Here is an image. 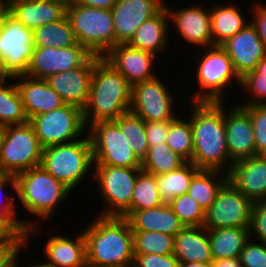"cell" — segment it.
<instances>
[{
    "label": "cell",
    "mask_w": 266,
    "mask_h": 267,
    "mask_svg": "<svg viewBox=\"0 0 266 267\" xmlns=\"http://www.w3.org/2000/svg\"><path fill=\"white\" fill-rule=\"evenodd\" d=\"M240 84L248 90L250 95L252 93V98H249L248 103L240 106L266 105V76L264 74L258 73L256 70L251 71L241 78Z\"/></svg>",
    "instance_id": "43"
},
{
    "label": "cell",
    "mask_w": 266,
    "mask_h": 267,
    "mask_svg": "<svg viewBox=\"0 0 266 267\" xmlns=\"http://www.w3.org/2000/svg\"><path fill=\"white\" fill-rule=\"evenodd\" d=\"M250 228H220L208 230L212 259L238 258L251 237Z\"/></svg>",
    "instance_id": "29"
},
{
    "label": "cell",
    "mask_w": 266,
    "mask_h": 267,
    "mask_svg": "<svg viewBox=\"0 0 266 267\" xmlns=\"http://www.w3.org/2000/svg\"><path fill=\"white\" fill-rule=\"evenodd\" d=\"M228 181L253 202L266 200V156L256 155L233 162Z\"/></svg>",
    "instance_id": "22"
},
{
    "label": "cell",
    "mask_w": 266,
    "mask_h": 267,
    "mask_svg": "<svg viewBox=\"0 0 266 267\" xmlns=\"http://www.w3.org/2000/svg\"><path fill=\"white\" fill-rule=\"evenodd\" d=\"M173 254L180 263L199 262L211 264L212 257L208 230L204 226L184 227L175 236Z\"/></svg>",
    "instance_id": "25"
},
{
    "label": "cell",
    "mask_w": 266,
    "mask_h": 267,
    "mask_svg": "<svg viewBox=\"0 0 266 267\" xmlns=\"http://www.w3.org/2000/svg\"><path fill=\"white\" fill-rule=\"evenodd\" d=\"M87 136L84 139L43 148L40 165L70 190L81 182L94 163L88 133Z\"/></svg>",
    "instance_id": "6"
},
{
    "label": "cell",
    "mask_w": 266,
    "mask_h": 267,
    "mask_svg": "<svg viewBox=\"0 0 266 267\" xmlns=\"http://www.w3.org/2000/svg\"><path fill=\"white\" fill-rule=\"evenodd\" d=\"M256 71L258 73H262V74H264V76H266V56L259 61L258 65L256 67Z\"/></svg>",
    "instance_id": "54"
},
{
    "label": "cell",
    "mask_w": 266,
    "mask_h": 267,
    "mask_svg": "<svg viewBox=\"0 0 266 267\" xmlns=\"http://www.w3.org/2000/svg\"><path fill=\"white\" fill-rule=\"evenodd\" d=\"M0 146H1V129H0Z\"/></svg>",
    "instance_id": "60"
},
{
    "label": "cell",
    "mask_w": 266,
    "mask_h": 267,
    "mask_svg": "<svg viewBox=\"0 0 266 267\" xmlns=\"http://www.w3.org/2000/svg\"><path fill=\"white\" fill-rule=\"evenodd\" d=\"M169 206L185 226H203L205 211L188 193L175 197Z\"/></svg>",
    "instance_id": "40"
},
{
    "label": "cell",
    "mask_w": 266,
    "mask_h": 267,
    "mask_svg": "<svg viewBox=\"0 0 266 267\" xmlns=\"http://www.w3.org/2000/svg\"><path fill=\"white\" fill-rule=\"evenodd\" d=\"M92 54L78 43L67 48H33L29 68L25 75L35 79L49 76L82 66Z\"/></svg>",
    "instance_id": "15"
},
{
    "label": "cell",
    "mask_w": 266,
    "mask_h": 267,
    "mask_svg": "<svg viewBox=\"0 0 266 267\" xmlns=\"http://www.w3.org/2000/svg\"><path fill=\"white\" fill-rule=\"evenodd\" d=\"M254 202L244 196L229 181L218 191L211 207L205 212L204 227L250 228Z\"/></svg>",
    "instance_id": "12"
},
{
    "label": "cell",
    "mask_w": 266,
    "mask_h": 267,
    "mask_svg": "<svg viewBox=\"0 0 266 267\" xmlns=\"http://www.w3.org/2000/svg\"><path fill=\"white\" fill-rule=\"evenodd\" d=\"M90 129L94 165L141 168V162L113 120L95 122Z\"/></svg>",
    "instance_id": "10"
},
{
    "label": "cell",
    "mask_w": 266,
    "mask_h": 267,
    "mask_svg": "<svg viewBox=\"0 0 266 267\" xmlns=\"http://www.w3.org/2000/svg\"><path fill=\"white\" fill-rule=\"evenodd\" d=\"M132 231H154L176 236L185 226L174 214L169 204L133 211L126 218Z\"/></svg>",
    "instance_id": "27"
},
{
    "label": "cell",
    "mask_w": 266,
    "mask_h": 267,
    "mask_svg": "<svg viewBox=\"0 0 266 267\" xmlns=\"http://www.w3.org/2000/svg\"><path fill=\"white\" fill-rule=\"evenodd\" d=\"M32 39L34 48H67L77 44L74 31L66 15L57 22L34 29Z\"/></svg>",
    "instance_id": "32"
},
{
    "label": "cell",
    "mask_w": 266,
    "mask_h": 267,
    "mask_svg": "<svg viewBox=\"0 0 266 267\" xmlns=\"http://www.w3.org/2000/svg\"><path fill=\"white\" fill-rule=\"evenodd\" d=\"M7 78H12L11 75L5 70L4 65L2 63V61H0V84L5 83V81L7 80Z\"/></svg>",
    "instance_id": "53"
},
{
    "label": "cell",
    "mask_w": 266,
    "mask_h": 267,
    "mask_svg": "<svg viewBox=\"0 0 266 267\" xmlns=\"http://www.w3.org/2000/svg\"><path fill=\"white\" fill-rule=\"evenodd\" d=\"M169 121H148L145 122L146 138L149 146H156L166 143Z\"/></svg>",
    "instance_id": "48"
},
{
    "label": "cell",
    "mask_w": 266,
    "mask_h": 267,
    "mask_svg": "<svg viewBox=\"0 0 266 267\" xmlns=\"http://www.w3.org/2000/svg\"><path fill=\"white\" fill-rule=\"evenodd\" d=\"M4 20H5V6L1 2L0 3V34L3 30Z\"/></svg>",
    "instance_id": "56"
},
{
    "label": "cell",
    "mask_w": 266,
    "mask_h": 267,
    "mask_svg": "<svg viewBox=\"0 0 266 267\" xmlns=\"http://www.w3.org/2000/svg\"><path fill=\"white\" fill-rule=\"evenodd\" d=\"M224 112L226 128V145L229 157L233 162L256 156L253 125L249 113L236 106Z\"/></svg>",
    "instance_id": "21"
},
{
    "label": "cell",
    "mask_w": 266,
    "mask_h": 267,
    "mask_svg": "<svg viewBox=\"0 0 266 267\" xmlns=\"http://www.w3.org/2000/svg\"><path fill=\"white\" fill-rule=\"evenodd\" d=\"M190 114L194 149L191 162L198 169L219 170L227 164L228 173L233 161L226 145L223 102H194ZM230 162H228V161ZM227 162L226 164H224ZM229 163V164H228Z\"/></svg>",
    "instance_id": "1"
},
{
    "label": "cell",
    "mask_w": 266,
    "mask_h": 267,
    "mask_svg": "<svg viewBox=\"0 0 266 267\" xmlns=\"http://www.w3.org/2000/svg\"><path fill=\"white\" fill-rule=\"evenodd\" d=\"M207 49L206 54H203L198 62L196 75L198 87L204 91L193 96V101L223 102V89L233 78L240 84L241 78L235 71L228 53L220 45Z\"/></svg>",
    "instance_id": "8"
},
{
    "label": "cell",
    "mask_w": 266,
    "mask_h": 267,
    "mask_svg": "<svg viewBox=\"0 0 266 267\" xmlns=\"http://www.w3.org/2000/svg\"><path fill=\"white\" fill-rule=\"evenodd\" d=\"M0 84V128L29 122L15 84Z\"/></svg>",
    "instance_id": "37"
},
{
    "label": "cell",
    "mask_w": 266,
    "mask_h": 267,
    "mask_svg": "<svg viewBox=\"0 0 266 267\" xmlns=\"http://www.w3.org/2000/svg\"><path fill=\"white\" fill-rule=\"evenodd\" d=\"M66 16L75 38L92 55L103 57L115 46L111 9L82 6L67 2Z\"/></svg>",
    "instance_id": "5"
},
{
    "label": "cell",
    "mask_w": 266,
    "mask_h": 267,
    "mask_svg": "<svg viewBox=\"0 0 266 267\" xmlns=\"http://www.w3.org/2000/svg\"><path fill=\"white\" fill-rule=\"evenodd\" d=\"M118 0H68V2L75 3L82 6H89L95 8L112 9Z\"/></svg>",
    "instance_id": "50"
},
{
    "label": "cell",
    "mask_w": 266,
    "mask_h": 267,
    "mask_svg": "<svg viewBox=\"0 0 266 267\" xmlns=\"http://www.w3.org/2000/svg\"><path fill=\"white\" fill-rule=\"evenodd\" d=\"M32 30L14 18L5 7V20L0 34V61L15 77L25 75L33 53Z\"/></svg>",
    "instance_id": "13"
},
{
    "label": "cell",
    "mask_w": 266,
    "mask_h": 267,
    "mask_svg": "<svg viewBox=\"0 0 266 267\" xmlns=\"http://www.w3.org/2000/svg\"><path fill=\"white\" fill-rule=\"evenodd\" d=\"M179 267H210V264H203L199 262L180 263Z\"/></svg>",
    "instance_id": "55"
},
{
    "label": "cell",
    "mask_w": 266,
    "mask_h": 267,
    "mask_svg": "<svg viewBox=\"0 0 266 267\" xmlns=\"http://www.w3.org/2000/svg\"><path fill=\"white\" fill-rule=\"evenodd\" d=\"M220 46L228 53L240 78L256 70L259 61L266 56V45L251 21Z\"/></svg>",
    "instance_id": "16"
},
{
    "label": "cell",
    "mask_w": 266,
    "mask_h": 267,
    "mask_svg": "<svg viewBox=\"0 0 266 267\" xmlns=\"http://www.w3.org/2000/svg\"><path fill=\"white\" fill-rule=\"evenodd\" d=\"M119 127L131 148L133 154L142 162L148 152L145 121L136 114L128 111L116 120H113Z\"/></svg>",
    "instance_id": "35"
},
{
    "label": "cell",
    "mask_w": 266,
    "mask_h": 267,
    "mask_svg": "<svg viewBox=\"0 0 266 267\" xmlns=\"http://www.w3.org/2000/svg\"><path fill=\"white\" fill-rule=\"evenodd\" d=\"M180 262L174 254H134L133 267H179Z\"/></svg>",
    "instance_id": "46"
},
{
    "label": "cell",
    "mask_w": 266,
    "mask_h": 267,
    "mask_svg": "<svg viewBox=\"0 0 266 267\" xmlns=\"http://www.w3.org/2000/svg\"><path fill=\"white\" fill-rule=\"evenodd\" d=\"M254 20L251 23L255 26L259 38L266 45V5L254 6Z\"/></svg>",
    "instance_id": "49"
},
{
    "label": "cell",
    "mask_w": 266,
    "mask_h": 267,
    "mask_svg": "<svg viewBox=\"0 0 266 267\" xmlns=\"http://www.w3.org/2000/svg\"><path fill=\"white\" fill-rule=\"evenodd\" d=\"M130 104L131 85L110 63L100 57L95 62L88 102L83 109L85 124L88 126L99 121L116 120L130 111Z\"/></svg>",
    "instance_id": "3"
},
{
    "label": "cell",
    "mask_w": 266,
    "mask_h": 267,
    "mask_svg": "<svg viewBox=\"0 0 266 267\" xmlns=\"http://www.w3.org/2000/svg\"><path fill=\"white\" fill-rule=\"evenodd\" d=\"M0 129L2 171L15 176L41 164L43 147L29 122L22 125H8Z\"/></svg>",
    "instance_id": "7"
},
{
    "label": "cell",
    "mask_w": 266,
    "mask_h": 267,
    "mask_svg": "<svg viewBox=\"0 0 266 267\" xmlns=\"http://www.w3.org/2000/svg\"><path fill=\"white\" fill-rule=\"evenodd\" d=\"M9 174H7L6 172L2 171L0 169V183L8 176Z\"/></svg>",
    "instance_id": "57"
},
{
    "label": "cell",
    "mask_w": 266,
    "mask_h": 267,
    "mask_svg": "<svg viewBox=\"0 0 266 267\" xmlns=\"http://www.w3.org/2000/svg\"><path fill=\"white\" fill-rule=\"evenodd\" d=\"M220 172L221 175H219ZM227 181L228 174L226 172L223 174L219 170L200 169L193 176L187 193L206 212L215 201L218 191Z\"/></svg>",
    "instance_id": "30"
},
{
    "label": "cell",
    "mask_w": 266,
    "mask_h": 267,
    "mask_svg": "<svg viewBox=\"0 0 266 267\" xmlns=\"http://www.w3.org/2000/svg\"><path fill=\"white\" fill-rule=\"evenodd\" d=\"M174 99L156 76L131 86L130 111L145 122L171 121L176 117L172 110Z\"/></svg>",
    "instance_id": "14"
},
{
    "label": "cell",
    "mask_w": 266,
    "mask_h": 267,
    "mask_svg": "<svg viewBox=\"0 0 266 267\" xmlns=\"http://www.w3.org/2000/svg\"><path fill=\"white\" fill-rule=\"evenodd\" d=\"M9 13L25 27L34 30L66 15L68 0H1Z\"/></svg>",
    "instance_id": "20"
},
{
    "label": "cell",
    "mask_w": 266,
    "mask_h": 267,
    "mask_svg": "<svg viewBox=\"0 0 266 267\" xmlns=\"http://www.w3.org/2000/svg\"><path fill=\"white\" fill-rule=\"evenodd\" d=\"M164 204L158 191L156 176L144 170L138 174L130 208L121 216L127 218L133 211L145 210Z\"/></svg>",
    "instance_id": "34"
},
{
    "label": "cell",
    "mask_w": 266,
    "mask_h": 267,
    "mask_svg": "<svg viewBox=\"0 0 266 267\" xmlns=\"http://www.w3.org/2000/svg\"><path fill=\"white\" fill-rule=\"evenodd\" d=\"M11 188H13L16 192V179L14 175H8L1 183H0V193L4 192V187L6 184L10 183ZM5 185V186H4ZM12 198V199H11ZM7 201L0 205V219H2L15 233L17 234H27V240H29L30 233L37 234V228L32 226V223H28L22 220H16L17 215L15 213L17 210L15 209L14 198L7 197ZM36 229V230H35Z\"/></svg>",
    "instance_id": "41"
},
{
    "label": "cell",
    "mask_w": 266,
    "mask_h": 267,
    "mask_svg": "<svg viewBox=\"0 0 266 267\" xmlns=\"http://www.w3.org/2000/svg\"><path fill=\"white\" fill-rule=\"evenodd\" d=\"M45 253L49 261L45 267H84L86 265V241L83 232L74 240L63 235L48 239Z\"/></svg>",
    "instance_id": "26"
},
{
    "label": "cell",
    "mask_w": 266,
    "mask_h": 267,
    "mask_svg": "<svg viewBox=\"0 0 266 267\" xmlns=\"http://www.w3.org/2000/svg\"><path fill=\"white\" fill-rule=\"evenodd\" d=\"M27 241V234L15 233L8 241L0 243V267H14L18 253Z\"/></svg>",
    "instance_id": "44"
},
{
    "label": "cell",
    "mask_w": 266,
    "mask_h": 267,
    "mask_svg": "<svg viewBox=\"0 0 266 267\" xmlns=\"http://www.w3.org/2000/svg\"><path fill=\"white\" fill-rule=\"evenodd\" d=\"M210 267H242L239 257L229 259H212Z\"/></svg>",
    "instance_id": "51"
},
{
    "label": "cell",
    "mask_w": 266,
    "mask_h": 267,
    "mask_svg": "<svg viewBox=\"0 0 266 267\" xmlns=\"http://www.w3.org/2000/svg\"><path fill=\"white\" fill-rule=\"evenodd\" d=\"M98 216L83 231L86 263L103 267H133V233L129 221L118 216Z\"/></svg>",
    "instance_id": "2"
},
{
    "label": "cell",
    "mask_w": 266,
    "mask_h": 267,
    "mask_svg": "<svg viewBox=\"0 0 266 267\" xmlns=\"http://www.w3.org/2000/svg\"><path fill=\"white\" fill-rule=\"evenodd\" d=\"M242 267H266V243L246 242L239 256Z\"/></svg>",
    "instance_id": "45"
},
{
    "label": "cell",
    "mask_w": 266,
    "mask_h": 267,
    "mask_svg": "<svg viewBox=\"0 0 266 267\" xmlns=\"http://www.w3.org/2000/svg\"><path fill=\"white\" fill-rule=\"evenodd\" d=\"M192 162H186L179 169L156 176L158 191L165 204L188 192L193 176L199 171Z\"/></svg>",
    "instance_id": "33"
},
{
    "label": "cell",
    "mask_w": 266,
    "mask_h": 267,
    "mask_svg": "<svg viewBox=\"0 0 266 267\" xmlns=\"http://www.w3.org/2000/svg\"><path fill=\"white\" fill-rule=\"evenodd\" d=\"M14 234L15 232L0 219V243L8 241Z\"/></svg>",
    "instance_id": "52"
},
{
    "label": "cell",
    "mask_w": 266,
    "mask_h": 267,
    "mask_svg": "<svg viewBox=\"0 0 266 267\" xmlns=\"http://www.w3.org/2000/svg\"><path fill=\"white\" fill-rule=\"evenodd\" d=\"M21 79L16 83L27 118L61 108L65 103L44 79H35L26 75L13 77ZM24 79V80H23Z\"/></svg>",
    "instance_id": "23"
},
{
    "label": "cell",
    "mask_w": 266,
    "mask_h": 267,
    "mask_svg": "<svg viewBox=\"0 0 266 267\" xmlns=\"http://www.w3.org/2000/svg\"><path fill=\"white\" fill-rule=\"evenodd\" d=\"M249 230L256 233L259 242L266 243V200L254 202Z\"/></svg>",
    "instance_id": "47"
},
{
    "label": "cell",
    "mask_w": 266,
    "mask_h": 267,
    "mask_svg": "<svg viewBox=\"0 0 266 267\" xmlns=\"http://www.w3.org/2000/svg\"><path fill=\"white\" fill-rule=\"evenodd\" d=\"M84 267H103V266H95V265L86 263V265Z\"/></svg>",
    "instance_id": "58"
},
{
    "label": "cell",
    "mask_w": 266,
    "mask_h": 267,
    "mask_svg": "<svg viewBox=\"0 0 266 267\" xmlns=\"http://www.w3.org/2000/svg\"><path fill=\"white\" fill-rule=\"evenodd\" d=\"M16 193L22 205L40 218H48L71 190L41 165L15 175Z\"/></svg>",
    "instance_id": "4"
},
{
    "label": "cell",
    "mask_w": 266,
    "mask_h": 267,
    "mask_svg": "<svg viewBox=\"0 0 266 267\" xmlns=\"http://www.w3.org/2000/svg\"><path fill=\"white\" fill-rule=\"evenodd\" d=\"M250 115L256 155L266 156V105L242 106Z\"/></svg>",
    "instance_id": "42"
},
{
    "label": "cell",
    "mask_w": 266,
    "mask_h": 267,
    "mask_svg": "<svg viewBox=\"0 0 266 267\" xmlns=\"http://www.w3.org/2000/svg\"><path fill=\"white\" fill-rule=\"evenodd\" d=\"M100 193L108 205L100 216L121 217L131 206L133 189L141 168L93 165Z\"/></svg>",
    "instance_id": "11"
},
{
    "label": "cell",
    "mask_w": 266,
    "mask_h": 267,
    "mask_svg": "<svg viewBox=\"0 0 266 267\" xmlns=\"http://www.w3.org/2000/svg\"><path fill=\"white\" fill-rule=\"evenodd\" d=\"M166 144L186 162H191L194 142L190 119L185 121L176 116L173 120L169 121Z\"/></svg>",
    "instance_id": "38"
},
{
    "label": "cell",
    "mask_w": 266,
    "mask_h": 267,
    "mask_svg": "<svg viewBox=\"0 0 266 267\" xmlns=\"http://www.w3.org/2000/svg\"><path fill=\"white\" fill-rule=\"evenodd\" d=\"M210 19L213 46L221 45L247 24L241 11L234 5L216 6L210 12Z\"/></svg>",
    "instance_id": "31"
},
{
    "label": "cell",
    "mask_w": 266,
    "mask_h": 267,
    "mask_svg": "<svg viewBox=\"0 0 266 267\" xmlns=\"http://www.w3.org/2000/svg\"><path fill=\"white\" fill-rule=\"evenodd\" d=\"M186 161L173 152L166 143L149 146L141 169L155 176L179 169Z\"/></svg>",
    "instance_id": "36"
},
{
    "label": "cell",
    "mask_w": 266,
    "mask_h": 267,
    "mask_svg": "<svg viewBox=\"0 0 266 267\" xmlns=\"http://www.w3.org/2000/svg\"><path fill=\"white\" fill-rule=\"evenodd\" d=\"M134 254L168 255L174 252L175 236L154 231H132Z\"/></svg>",
    "instance_id": "39"
},
{
    "label": "cell",
    "mask_w": 266,
    "mask_h": 267,
    "mask_svg": "<svg viewBox=\"0 0 266 267\" xmlns=\"http://www.w3.org/2000/svg\"><path fill=\"white\" fill-rule=\"evenodd\" d=\"M155 57L154 54L133 48L127 43L117 44L103 56L131 86L156 77L152 72Z\"/></svg>",
    "instance_id": "19"
},
{
    "label": "cell",
    "mask_w": 266,
    "mask_h": 267,
    "mask_svg": "<svg viewBox=\"0 0 266 267\" xmlns=\"http://www.w3.org/2000/svg\"><path fill=\"white\" fill-rule=\"evenodd\" d=\"M29 123L43 148L75 141L87 127L83 110L70 104L38 114L32 117Z\"/></svg>",
    "instance_id": "9"
},
{
    "label": "cell",
    "mask_w": 266,
    "mask_h": 267,
    "mask_svg": "<svg viewBox=\"0 0 266 267\" xmlns=\"http://www.w3.org/2000/svg\"><path fill=\"white\" fill-rule=\"evenodd\" d=\"M100 56L92 55L82 66L49 76L47 83L65 104L84 109L87 105L95 62Z\"/></svg>",
    "instance_id": "17"
},
{
    "label": "cell",
    "mask_w": 266,
    "mask_h": 267,
    "mask_svg": "<svg viewBox=\"0 0 266 267\" xmlns=\"http://www.w3.org/2000/svg\"><path fill=\"white\" fill-rule=\"evenodd\" d=\"M162 0H118L112 7L115 46L127 43L136 29L165 5Z\"/></svg>",
    "instance_id": "18"
},
{
    "label": "cell",
    "mask_w": 266,
    "mask_h": 267,
    "mask_svg": "<svg viewBox=\"0 0 266 267\" xmlns=\"http://www.w3.org/2000/svg\"><path fill=\"white\" fill-rule=\"evenodd\" d=\"M167 11L181 37L188 43L204 49L205 46H213L210 12L200 6H189L176 11L167 7Z\"/></svg>",
    "instance_id": "24"
},
{
    "label": "cell",
    "mask_w": 266,
    "mask_h": 267,
    "mask_svg": "<svg viewBox=\"0 0 266 267\" xmlns=\"http://www.w3.org/2000/svg\"><path fill=\"white\" fill-rule=\"evenodd\" d=\"M29 267H43V264L41 263H39V264H36V265H34V266H29Z\"/></svg>",
    "instance_id": "59"
},
{
    "label": "cell",
    "mask_w": 266,
    "mask_h": 267,
    "mask_svg": "<svg viewBox=\"0 0 266 267\" xmlns=\"http://www.w3.org/2000/svg\"><path fill=\"white\" fill-rule=\"evenodd\" d=\"M169 14L164 6L156 15L145 20L134 32L127 42L133 48L152 53L156 56L158 51L166 49Z\"/></svg>",
    "instance_id": "28"
}]
</instances>
